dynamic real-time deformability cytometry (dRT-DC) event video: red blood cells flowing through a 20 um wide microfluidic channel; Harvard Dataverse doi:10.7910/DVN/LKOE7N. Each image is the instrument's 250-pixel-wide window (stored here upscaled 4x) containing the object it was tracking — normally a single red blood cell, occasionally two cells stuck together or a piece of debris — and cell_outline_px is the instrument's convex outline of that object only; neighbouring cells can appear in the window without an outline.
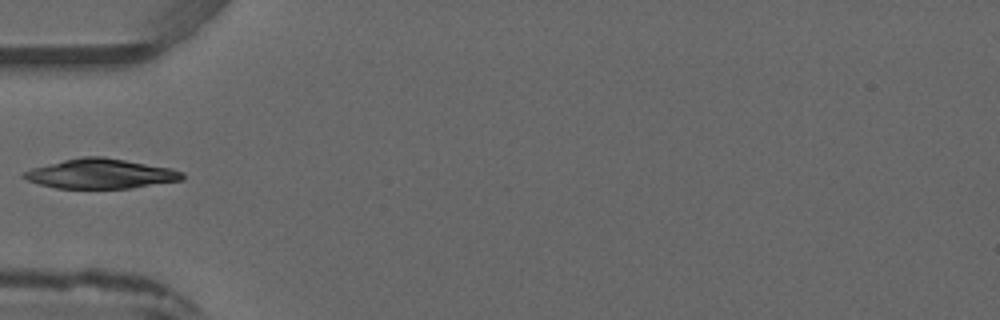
{"species": "common noctule bat (a hibernating species)", "species_latin": "Nyctalus noctula", "temperature_condition": "warm", "stored_images_in_passage": 1, "camera_frame_rate_fps": 3000, "um_per_image_px": 0.085, "animal": {"sex": "male", "forearm_length_mm": 52.5}, "frame": {"image": 1, "passage_image": 1, "time_ms": 0.0, "image_size_px": [1000, 320], "cell_outline_px": [[184, 180], [132, 188], [56, 188], [40, 184], [28, 180], [20, 176], [24, 172], [32, 168], [64, 160], [84, 156], [104, 156], [172, 168], [184, 172]], "centroid_in_image_um": [8.61, 14.76], "position_along_channel_um": 76.4, "area_um2": 27.46}}